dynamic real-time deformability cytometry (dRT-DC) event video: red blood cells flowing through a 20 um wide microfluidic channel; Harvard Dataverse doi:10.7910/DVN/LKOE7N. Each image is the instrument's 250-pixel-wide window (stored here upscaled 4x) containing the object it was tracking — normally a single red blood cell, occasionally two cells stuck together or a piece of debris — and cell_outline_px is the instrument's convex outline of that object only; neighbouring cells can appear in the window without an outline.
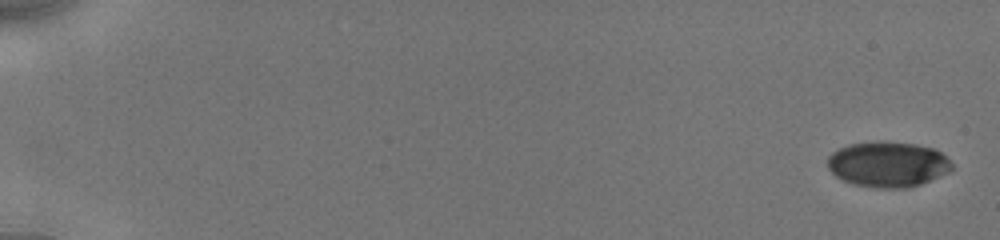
{"species": "human", "species_latin": "Homo sapiens", "temperature_condition": "cold", "stored_images_in_passage": 22, "camera_frame_rate_fps": 3000, "um_per_image_px": 0.085, "donor": {"sex": "male"}, "frame": {"image": 1, "passage_image": 1, "time_ms": 0.0, "image_size_px": [1000, 240], "cell_outline_px": [[952, 168], [948, 172], [920, 184], [908, 188], [876, 188], [852, 184], [836, 176], [828, 168], [828, 156], [832, 152], [848, 144], [876, 140], [880, 140], [916, 144], [932, 148], [940, 152], [952, 164]], "centroid_in_image_um": [75.43, 13.95], "position_along_channel_um": 9.6, "area_um2": 33.0}}
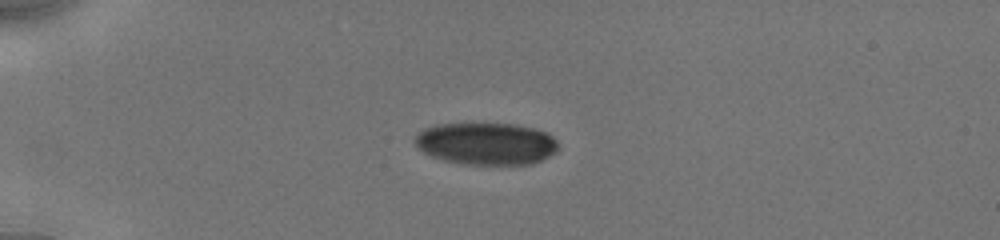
{"frame": {"image": 2, "passage_image": 16, "time_ms": 4.667, "image_size_px": [1000, 240], "cell_outline_px": [[560, 148], [556, 152], [532, 164], [464, 164], [444, 160], [432, 156], [416, 148], [412, 140], [424, 128], [436, 124], [516, 124], [536, 128], [548, 132], [556, 140]], "centroid_in_image_um": [41.34, 12.2], "position_along_channel_um": 43.7, "area_um2": 35.43}}
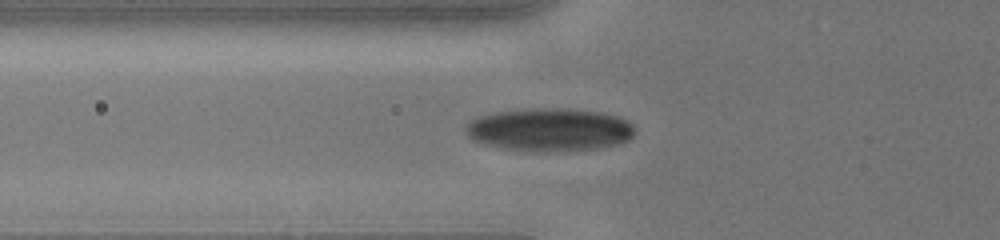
{"frame": {"image": 3, "passage_image": 22, "time_ms": 6.667, "image_size_px": [1000, 240], "cell_outline_px": [[636, 132], [628, 140], [620, 144], [596, 148], [512, 148], [484, 144], [472, 140], [464, 132], [464, 124], [476, 116], [492, 112], [520, 108], [560, 108], [600, 112], [616, 116], [628, 120], [632, 124]], "centroid_in_image_um": [46.66, 10.95], "position_along_channel_um": 79.1, "area_um2": 41.44}}